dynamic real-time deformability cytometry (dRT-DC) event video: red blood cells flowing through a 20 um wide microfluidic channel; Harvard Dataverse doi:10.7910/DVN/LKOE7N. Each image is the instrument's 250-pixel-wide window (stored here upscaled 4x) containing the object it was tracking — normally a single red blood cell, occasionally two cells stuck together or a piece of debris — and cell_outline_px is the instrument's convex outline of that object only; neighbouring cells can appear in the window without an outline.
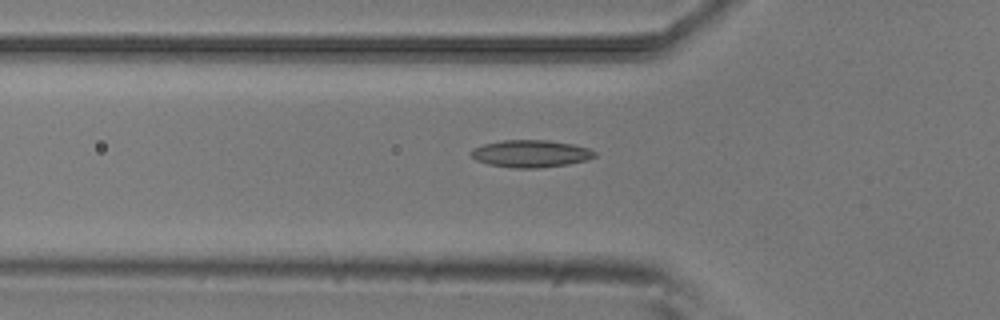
{"species": "common noctule bat (a hibernating species)", "species_latin": "Nyctalus noctula", "temperature_condition": "room temperature", "stored_images_in_passage": 46, "camera_frame_rate_fps": 3000, "um_per_image_px": 0.085, "animal": {"sex": "male", "body_mass_g": 20.5, "forearm_length_mm": 52.5}, "frame": {"image": 1, "passage_image": 17, "time_ms": 5.333, "image_size_px": [1000, 320], "cell_outline_px": [[596, 156], [588, 160], [568, 164], [540, 168], [516, 168], [488, 164], [476, 160], [468, 152], [472, 148], [484, 144], [504, 140], [548, 140], [572, 144], [588, 148], [596, 152]], "centroid_in_image_um": [45.11, 13.06], "position_along_channel_um": 80.7, "area_um2": 19.71}}
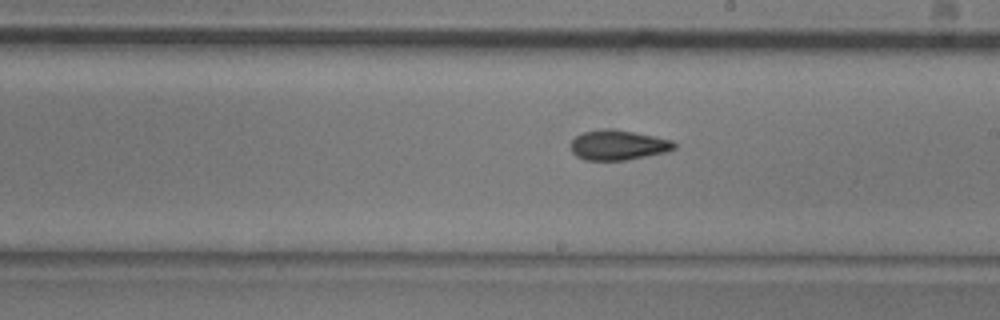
{"frame": {"image": 2, "passage_image": 29, "time_ms": 9.333, "image_size_px": [1000, 320], "cell_outline_px": [[676, 148], [668, 152], [624, 160], [584, 160], [576, 156], [572, 152], [572, 140], [576, 136], [584, 132], [604, 128], [612, 128], [672, 140], [676, 144]], "centroid_in_image_um": [52.54, 12.33], "position_along_channel_um": 236.5, "area_um2": 17.98}}
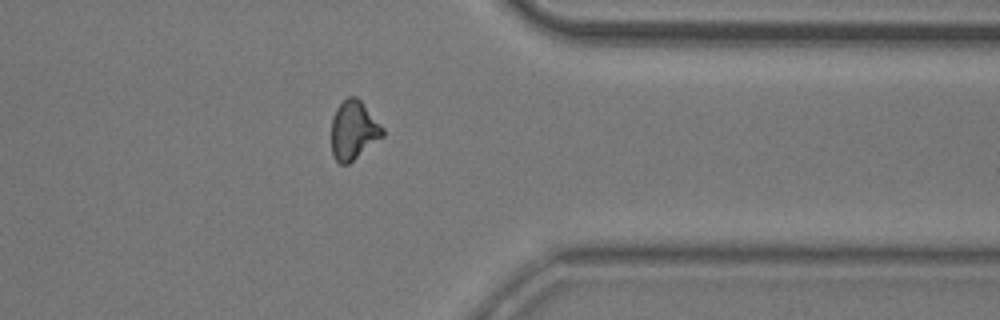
{"frame": {"image": 3, "passage_image": 41, "time_ms": 13.333, "image_size_px": [1000, 320], "cell_outline_px": [[384, 136], [348, 164], [340, 164], [332, 156], [332, 116], [336, 108], [348, 96], [356, 96], [360, 100], [384, 128]], "centroid_in_image_um": [30.05, 11.07], "position_along_channel_um": 381.4, "area_um2": 17.51}, "authors_computed_cell_mechanics": {"area_um2": 18.1203, "velocity_mm_per_s": 3.8712, "shape_relaxation_time_tau1_ms": 10.1024, "shape_relaxation_time_tau2_ms": 2.7257, "deformation_change_tau1": 0.2286, "deformation_change_tau2": 0.0997}}